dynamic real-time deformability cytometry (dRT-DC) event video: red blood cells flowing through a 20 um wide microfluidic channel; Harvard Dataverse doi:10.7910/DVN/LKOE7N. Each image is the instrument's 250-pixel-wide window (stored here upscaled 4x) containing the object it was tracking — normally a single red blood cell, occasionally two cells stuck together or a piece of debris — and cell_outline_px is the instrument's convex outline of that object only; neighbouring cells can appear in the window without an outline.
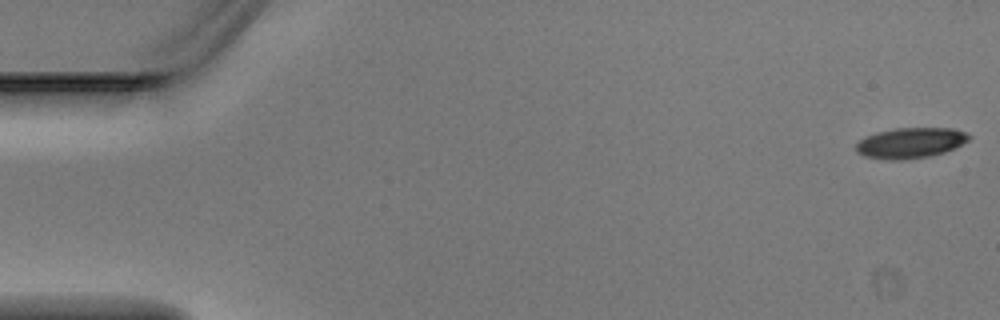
{"species": "Egyptian fruit bat (a non-hibernating species)", "species_latin": "Rousettus aegyptiacus", "temperature_condition": "warm", "stored_images_in_passage": 4, "camera_frame_rate_fps": 3000, "um_per_image_px": 0.085, "animal": {"sex": "male"}, "frame": {"image": 1, "passage_image": 1, "time_ms": 0.0, "image_size_px": [1000, 320], "cell_outline_px": [[972, 136], [968, 140], [956, 148], [944, 152], [928, 156], [900, 160], [888, 160], [864, 156], [856, 152], [856, 144], [860, 140], [876, 132], [896, 128], [952, 128], [964, 132]], "centroid_in_image_um": [77.39, 12.15], "position_along_channel_um": 7.6, "area_um2": 20.0}}